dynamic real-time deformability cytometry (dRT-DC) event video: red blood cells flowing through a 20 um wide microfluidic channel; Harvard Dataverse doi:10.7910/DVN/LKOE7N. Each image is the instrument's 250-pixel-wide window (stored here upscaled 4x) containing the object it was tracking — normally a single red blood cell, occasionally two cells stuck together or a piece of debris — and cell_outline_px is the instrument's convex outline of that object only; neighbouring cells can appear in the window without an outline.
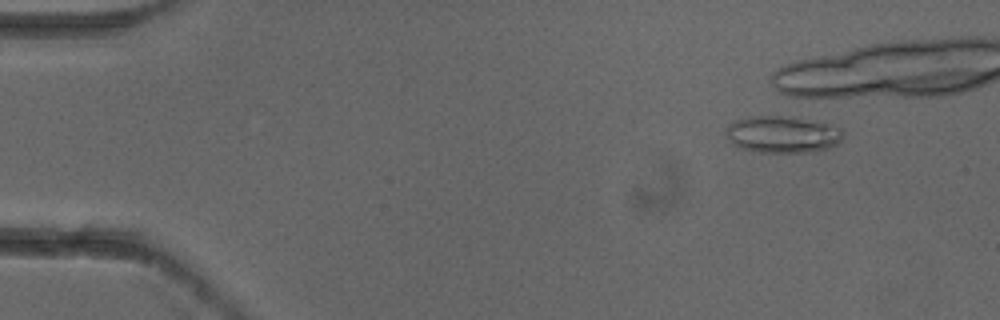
{"species": "common noctule bat (a hibernating species)", "species_latin": "Nyctalus noctula", "temperature_condition": "cold", "stored_images_in_passage": 10, "camera_frame_rate_fps": 3000, "um_per_image_px": 0.085, "animal": {"sex": "female"}, "frame": {"image": 1, "passage_image": 2, "time_ms": 0.333, "image_size_px": [1000, 320], "cell_outline_px": [[844, 136], [836, 144], [828, 148], [816, 152], [760, 152], [736, 148], [732, 144], [724, 128], [736, 120], [756, 116], [780, 116], [824, 124], [840, 128], [844, 132]], "centroid_in_image_um": [66.47, 11.46], "position_along_channel_um": 18.5, "area_um2": 24.74}}
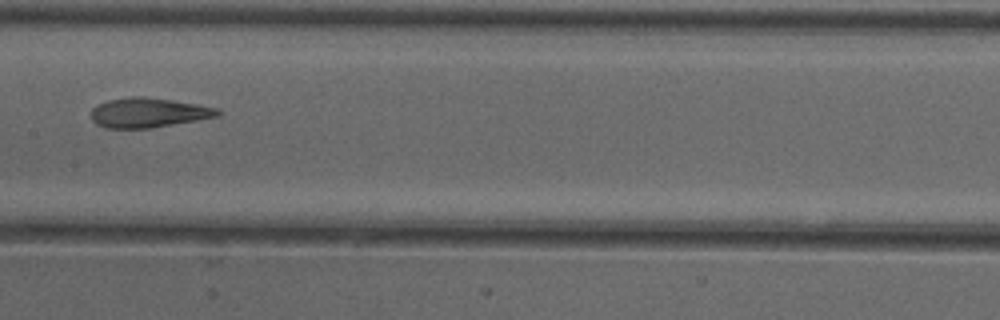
{"frame": {"image": 2, "passage_image": 9, "time_ms": 2.667, "image_size_px": [1000, 320], "cell_outline_px": [[220, 116], [148, 128], [104, 128], [96, 124], [92, 120], [92, 108], [96, 104], [108, 100], [136, 96], [144, 96], [172, 100], [196, 104], [216, 108], [220, 112]], "centroid_in_image_um": [12.57, 9.57], "position_along_channel_um": 194.8, "area_um2": 21.68}}
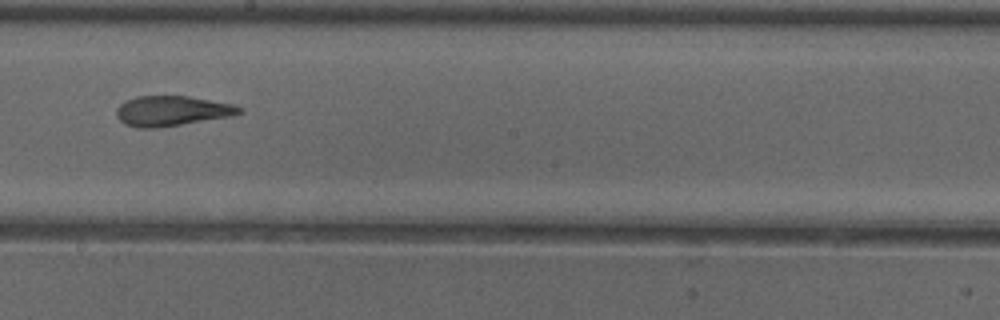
{"frame": {"image": 3, "passage_image": 10, "time_ms": 3.0, "image_size_px": [1000, 320], "cell_outline_px": [[244, 112], [228, 116], [156, 128], [136, 128], [124, 124], [116, 116], [116, 108], [124, 100], [136, 96], [188, 96], [232, 104], [244, 108]], "centroid_in_image_um": [14.55, 9.42], "position_along_channel_um": 233.7, "area_um2": 21.44}}